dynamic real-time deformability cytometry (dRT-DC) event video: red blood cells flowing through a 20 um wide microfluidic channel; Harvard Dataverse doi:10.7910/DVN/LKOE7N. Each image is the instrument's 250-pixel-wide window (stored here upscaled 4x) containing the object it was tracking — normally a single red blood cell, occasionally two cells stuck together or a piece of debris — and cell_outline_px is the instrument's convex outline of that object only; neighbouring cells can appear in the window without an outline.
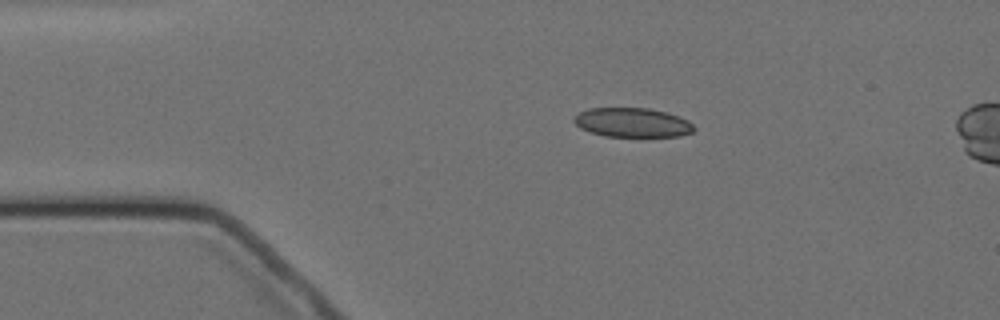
{"species": "Egyptian fruit bat (a non-hibernating species)", "species_latin": "Rousettus aegyptiacus", "temperature_condition": "cold", "stored_images_in_passage": 5, "camera_frame_rate_fps": 3000, "um_per_image_px": 0.085, "animal": {"sex": "female"}, "frame": {"image": 1, "passage_image": 3, "time_ms": 2.333, "image_size_px": [1000, 320], "cell_outline_px": [[696, 128], [692, 132], [680, 136], [604, 136], [580, 128], [572, 120], [572, 116], [588, 108], [648, 108], [668, 112], [680, 116], [688, 120]], "centroid_in_image_um": [53.75, 10.4], "position_along_channel_um": 31.2, "area_um2": 20.58}}